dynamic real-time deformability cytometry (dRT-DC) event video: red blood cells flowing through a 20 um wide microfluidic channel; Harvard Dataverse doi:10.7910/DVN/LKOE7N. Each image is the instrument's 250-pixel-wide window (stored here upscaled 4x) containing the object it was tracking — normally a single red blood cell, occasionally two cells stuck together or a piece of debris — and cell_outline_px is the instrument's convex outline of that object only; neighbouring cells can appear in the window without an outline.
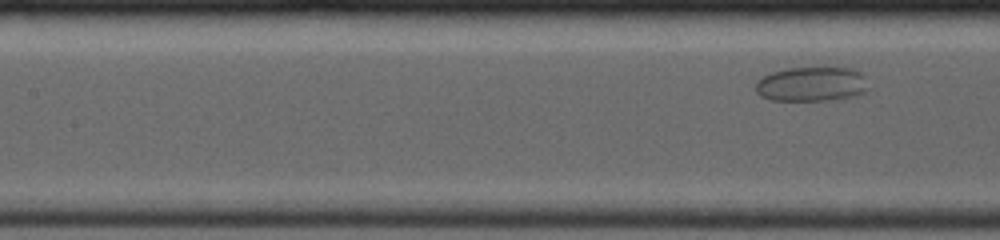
{"species": "common noctule bat (a hibernating species)", "species_latin": "Nyctalus noctula", "temperature_condition": "room temperature", "stored_images_in_passage": 10, "segment_of_instrument_passage": [2, 2], "camera_frame_rate_fps": 4000, "um_per_image_px": 0.085, "animal": {"sex": "female", "body_mass_g": 19.0, "forearm_length_mm": 53.3}, "frame": {"image": 1, "passage_image": 10, "time_ms": 5.5, "image_size_px": [1000, 240], "cell_outline_px": [[872, 88], [860, 96], [828, 100], [768, 100], [760, 96], [756, 92], [756, 80], [772, 72], [788, 68], [852, 68], [860, 72], [864, 76]], "centroid_in_image_um": [69.05, 7.16], "position_along_channel_um": 138.4, "area_um2": 23.12}}